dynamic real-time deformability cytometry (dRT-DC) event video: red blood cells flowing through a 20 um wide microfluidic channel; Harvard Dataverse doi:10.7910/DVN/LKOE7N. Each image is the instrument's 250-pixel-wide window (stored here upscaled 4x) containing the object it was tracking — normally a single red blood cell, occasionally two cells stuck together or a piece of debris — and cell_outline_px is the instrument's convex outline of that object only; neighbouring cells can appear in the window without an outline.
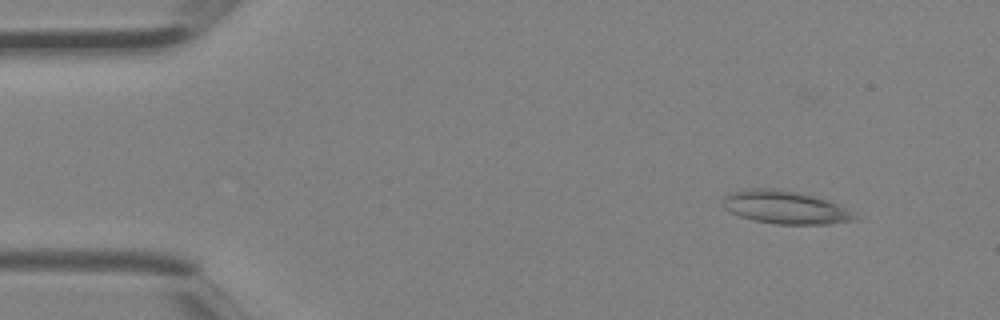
{"species": "Egyptian fruit bat (a non-hibernating species)", "species_latin": "Rousettus aegyptiacus", "temperature_condition": "room temperature", "stored_images_in_passage": 3, "camera_frame_rate_fps": 3000, "um_per_image_px": 0.085, "animal": {"sex": "female"}, "frame": {"image": 1, "passage_image": 1, "time_ms": 0.0, "image_size_px": [1000, 320], "cell_outline_px": [[860, 220], [828, 224], [776, 224], [752, 220], [740, 216], [724, 208], [724, 196], [728, 192], [752, 188], [780, 188], [828, 200], [844, 208], [856, 216]], "centroid_in_image_um": [66.72, 17.62], "position_along_channel_um": 18.3, "area_um2": 25.26}}